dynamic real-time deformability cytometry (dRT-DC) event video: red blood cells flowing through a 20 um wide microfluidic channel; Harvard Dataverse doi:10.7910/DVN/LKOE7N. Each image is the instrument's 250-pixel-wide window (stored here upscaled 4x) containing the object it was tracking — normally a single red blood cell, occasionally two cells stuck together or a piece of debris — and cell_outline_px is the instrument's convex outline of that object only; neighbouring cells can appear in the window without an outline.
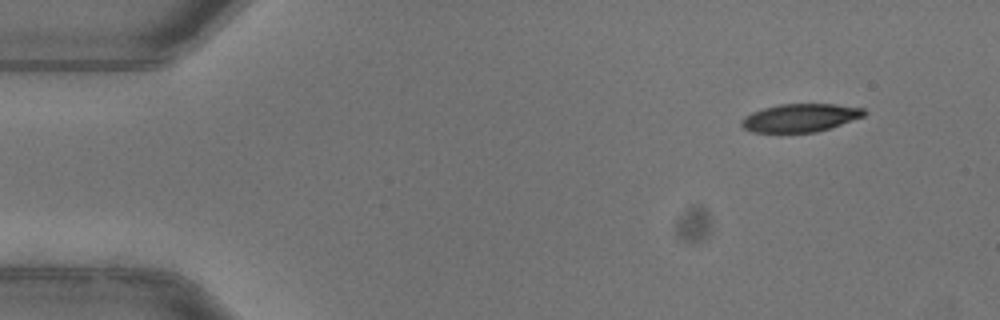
{"species": "common noctule bat (a hibernating species)", "species_latin": "Nyctalus noctula", "temperature_condition": "warm", "stored_images_in_passage": 48, "camera_frame_rate_fps": 3000, "um_per_image_px": 0.085, "animal": {"sex": "female"}, "frame": {"image": 1, "passage_image": 1, "time_ms": 0.0, "image_size_px": [1000, 320], "cell_outline_px": [[868, 112], [864, 116], [816, 132], [752, 132], [744, 128], [740, 124], [740, 120], [744, 116], [752, 112], [764, 108], [780, 104], [836, 104], [864, 108]], "centroid_in_image_um": [68.01, 10.0], "position_along_channel_um": 17.0, "area_um2": 20.0}}
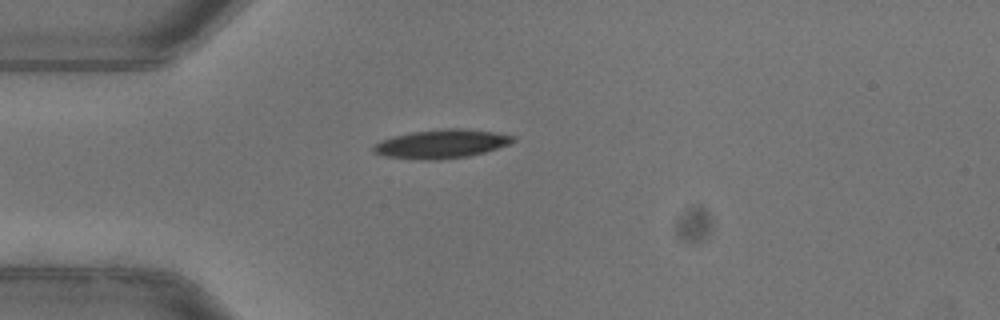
{"frame": {"image": 2, "passage_image": 10, "time_ms": 3.0, "image_size_px": [1000, 320], "cell_outline_px": [[516, 140], [508, 144], [484, 152], [468, 156], [432, 160], [424, 160], [384, 156], [372, 152], [372, 148], [380, 140], [392, 136], [412, 132], [440, 128], [464, 128], [496, 132], [516, 136]], "centroid_in_image_um": [37.51, 12.21], "position_along_channel_um": 47.5, "area_um2": 23.47}}
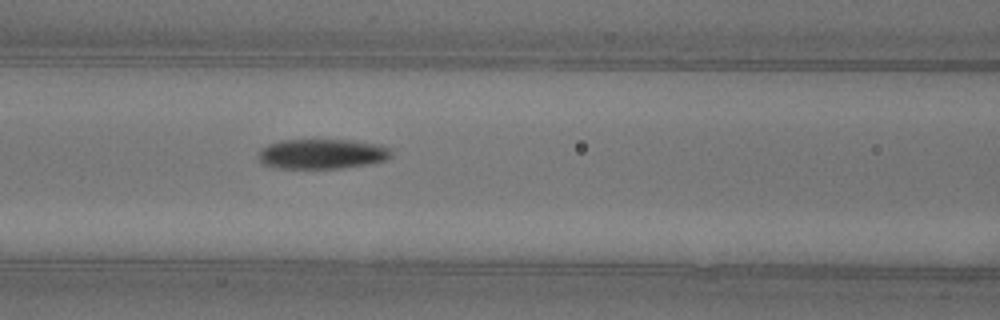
{"frame": {"image": 3, "passage_image": 18, "time_ms": 5.667, "image_size_px": [1000, 320], "cell_outline_px": [[396, 148], [392, 156], [388, 160], [368, 164], [340, 168], [276, 168], [264, 164], [256, 156], [260, 148], [268, 144], [280, 140], [352, 140], [384, 144]], "centroid_in_image_um": [27.46, 13.07], "position_along_channel_um": 139.1, "area_um2": 23.81}, "authors_computed_cell_mechanics": {"area_um2": 23.1778, "velocity_mm_per_s": 3.9636, "shape_relaxation_time_tau1_ms": 4.1624, "shape_relaxation_time_tau2_ms": 3.3099, "deformation_change_tau1": 0.159, "deformation_change_tau2": 0.0891}}